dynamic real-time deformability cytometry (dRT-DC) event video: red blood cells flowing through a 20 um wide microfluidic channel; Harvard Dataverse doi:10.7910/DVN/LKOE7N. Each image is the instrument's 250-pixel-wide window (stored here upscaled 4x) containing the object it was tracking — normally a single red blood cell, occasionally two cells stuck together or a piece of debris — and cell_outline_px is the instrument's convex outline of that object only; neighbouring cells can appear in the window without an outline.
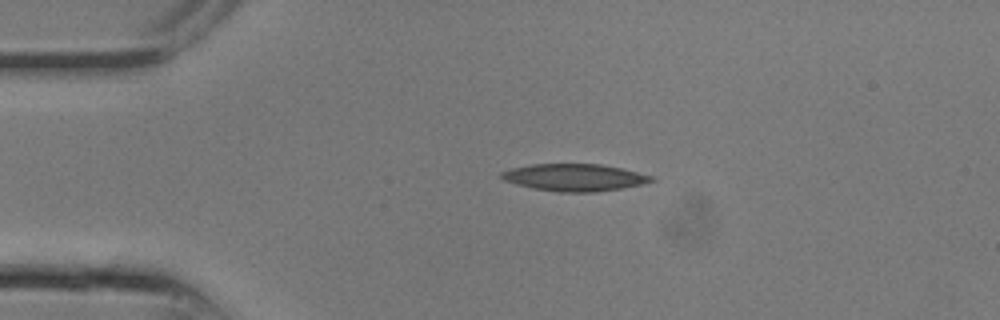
{"species": "common noctule bat (a hibernating species)", "species_latin": "Nyctalus noctula", "temperature_condition": "room temperature", "stored_images_in_passage": 3, "camera_frame_rate_fps": 3000, "um_per_image_px": 0.085, "animal": {"sex": "male", "body_mass_g": 13.3}, "frame": {"image": 1, "passage_image": 1, "time_ms": 0.0, "image_size_px": [1000, 320], "cell_outline_px": [[656, 180], [644, 184], [596, 192], [560, 192], [536, 188], [516, 184], [504, 180], [500, 176], [500, 172], [512, 168], [532, 164], [600, 164], [620, 168], [652, 176]], "centroid_in_image_um": [48.83, 15.08], "position_along_channel_um": 36.2, "area_um2": 23.47}}